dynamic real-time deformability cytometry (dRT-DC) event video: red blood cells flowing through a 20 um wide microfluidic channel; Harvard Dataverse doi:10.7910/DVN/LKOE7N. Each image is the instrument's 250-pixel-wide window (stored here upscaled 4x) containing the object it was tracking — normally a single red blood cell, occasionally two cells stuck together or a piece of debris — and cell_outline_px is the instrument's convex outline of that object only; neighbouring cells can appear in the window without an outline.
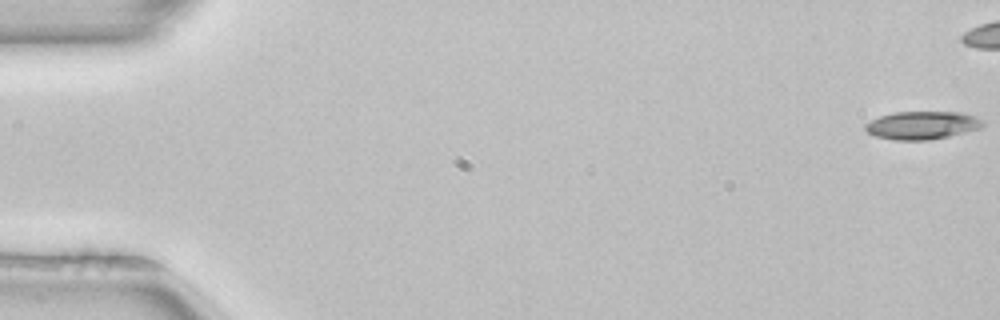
{"species": "common noctule bat (a hibernating species)", "species_latin": "Nyctalus noctula", "temperature_condition": "room temperature", "stored_images_in_passage": 42, "camera_frame_rate_fps": 3000, "um_per_image_px": 0.085, "animal": {"sex": "female", "body_mass_g": 22.7, "forearm_length_mm": 54.2}, "frame": {"image": 1, "passage_image": 1, "time_ms": 0.0, "image_size_px": [1000, 320], "cell_outline_px": [[984, 124], [980, 128], [948, 136], [928, 140], [896, 140], [876, 136], [868, 132], [864, 128], [864, 124], [880, 116], [896, 112], [960, 112], [972, 116], [980, 120]], "centroid_in_image_um": [78.34, 10.65], "position_along_channel_um": 6.7, "area_um2": 18.84}}